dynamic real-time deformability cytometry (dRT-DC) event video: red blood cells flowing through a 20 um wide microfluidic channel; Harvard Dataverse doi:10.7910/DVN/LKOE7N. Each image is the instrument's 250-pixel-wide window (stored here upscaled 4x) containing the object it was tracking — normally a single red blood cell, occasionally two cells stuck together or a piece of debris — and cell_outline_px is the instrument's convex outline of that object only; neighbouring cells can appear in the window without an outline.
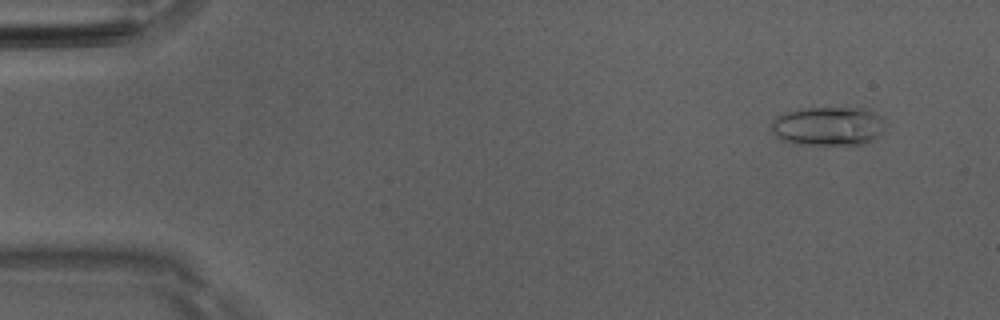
{"species": "Egyptian fruit bat (a non-hibernating species)", "species_latin": "Rousettus aegyptiacus", "temperature_condition": "room temperature", "stored_images_in_passage": 50, "camera_frame_rate_fps": 3000, "um_per_image_px": 0.085, "animal": {"sex": "male"}, "frame": {"image": 1, "passage_image": 4, "time_ms": 1.0, "image_size_px": [1000, 320], "cell_outline_px": [[880, 132], [872, 140], [864, 144], [800, 144], [784, 140], [776, 136], [772, 132], [772, 124], [784, 112], [804, 108], [868, 108], [880, 120]], "centroid_in_image_um": [70.34, 10.72], "position_along_channel_um": 14.7, "area_um2": 24.97}}
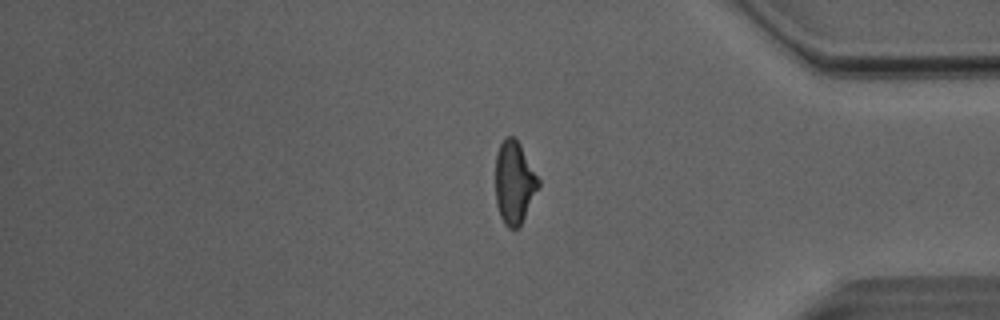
{"frame": {"image": 2, "passage_image": 42, "time_ms": 13.667, "image_size_px": [1000, 320], "cell_outline_px": [[540, 184], [520, 224], [516, 228], [508, 228], [504, 224], [500, 216], [496, 204], [496, 152], [504, 136], [512, 136], [520, 144], [540, 180]], "centroid_in_image_um": [43.69, 15.48], "position_along_channel_um": 391.5, "area_um2": 20.46}}
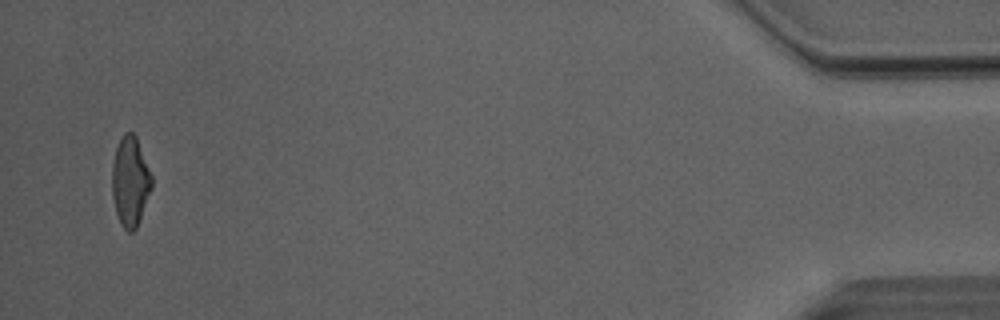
{"frame": {"image": 3, "passage_image": 49, "time_ms": 16.0, "image_size_px": [1000, 320], "cell_outline_px": [[152, 188], [136, 228], [132, 232], [128, 232], [120, 224], [116, 212], [112, 196], [112, 164], [116, 148], [124, 132], [132, 132], [136, 136], [152, 176]], "centroid_in_image_um": [11.06, 15.43], "position_along_channel_um": 424.1, "area_um2": 20.63}, "authors_computed_cell_mechanics": {"area_um2": 21.2126, "velocity_mm_per_s": 4.0853, "shape_relaxation_time_tau1_ms": 6.0009, "shape_relaxation_time_tau2_ms": 1.7147, "deformation_change_tau1": 0.1864, "deformation_change_tau2": 0.085}}